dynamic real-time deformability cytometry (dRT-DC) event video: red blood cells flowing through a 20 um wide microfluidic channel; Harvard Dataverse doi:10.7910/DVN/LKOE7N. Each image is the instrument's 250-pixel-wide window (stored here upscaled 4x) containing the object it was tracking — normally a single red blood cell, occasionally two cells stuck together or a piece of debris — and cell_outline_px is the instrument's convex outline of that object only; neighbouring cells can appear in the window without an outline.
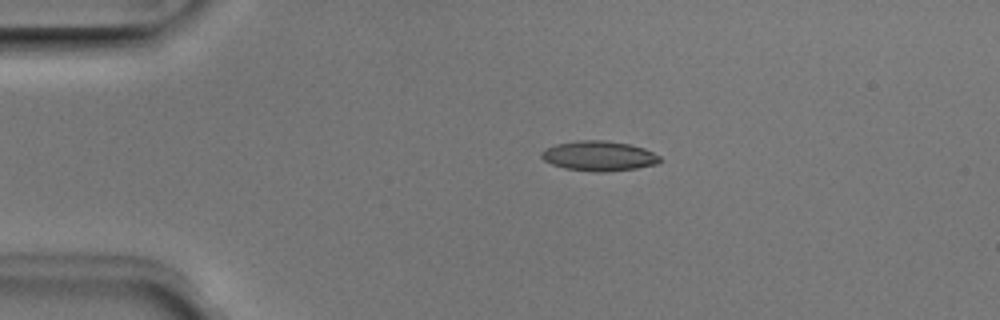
{"species": "Egyptian fruit bat (a non-hibernating species)", "species_latin": "Rousettus aegyptiacus", "temperature_condition": "room temperature", "stored_images_in_passage": 50, "camera_frame_rate_fps": 3000, "um_per_image_px": 0.085, "animal": {"sex": "male"}, "frame": {"image": 1, "passage_image": 10, "time_ms": 3.0, "image_size_px": [1000, 320], "cell_outline_px": [[660, 160], [656, 164], [636, 168], [604, 172], [596, 172], [564, 168], [552, 164], [544, 160], [540, 156], [540, 152], [544, 148], [556, 144], [580, 140], [608, 140], [628, 144], [644, 148], [660, 156]], "centroid_in_image_um": [50.87, 13.25], "position_along_channel_um": 34.1, "area_um2": 20.63}}
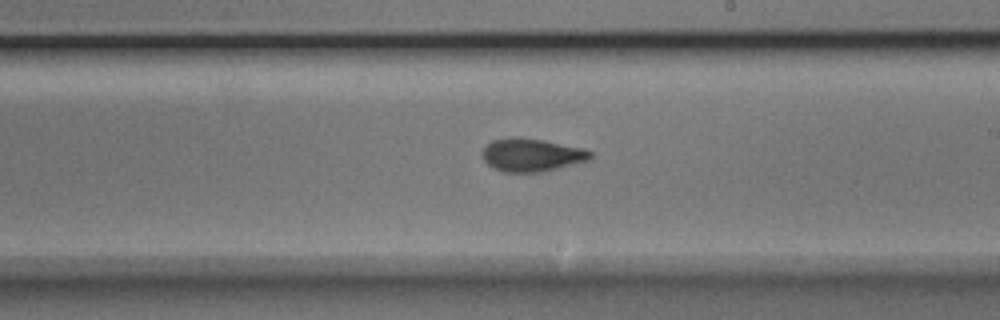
{"frame": {"image": 2, "passage_image": 29, "time_ms": 9.333, "image_size_px": [1000, 320], "cell_outline_px": [[592, 156], [588, 160], [544, 172], [504, 172], [492, 168], [484, 160], [484, 148], [492, 140], [512, 136], [516, 136], [544, 140], [584, 148], [592, 152]], "centroid_in_image_um": [45.2, 13.16], "position_along_channel_um": 243.8, "area_um2": 20.87}}
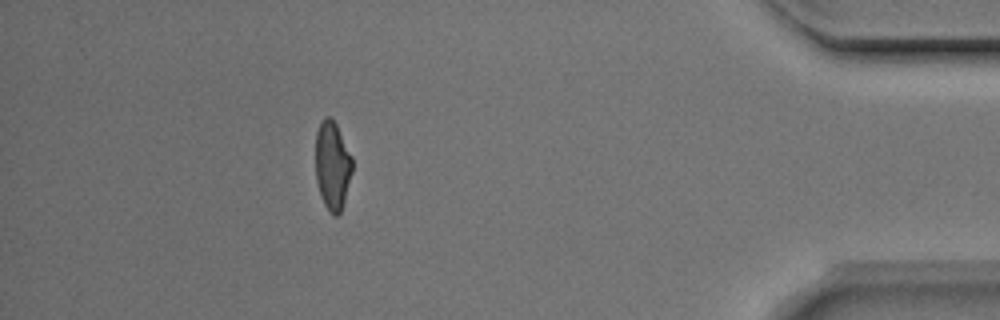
{"frame": {"image": 3, "passage_image": 45, "time_ms": 14.667, "image_size_px": [1000, 320], "cell_outline_px": [[352, 172], [344, 200], [340, 212], [336, 216], [332, 216], [328, 212], [320, 196], [316, 180], [316, 132], [320, 120], [324, 116], [332, 116], [352, 156]], "centroid_in_image_um": [28.24, 14.05], "position_along_channel_um": 407.0, "area_um2": 19.13}, "authors_computed_cell_mechanics": {"area_um2": 20.23, "velocity_mm_per_s": 3.9857, "shape_relaxation_time_tau1_ms": 3.0117, "shape_relaxation_time_tau2_ms": 1.8123, "deformation_change_tau1": 0.1401, "deformation_change_tau2": 0.0826}}